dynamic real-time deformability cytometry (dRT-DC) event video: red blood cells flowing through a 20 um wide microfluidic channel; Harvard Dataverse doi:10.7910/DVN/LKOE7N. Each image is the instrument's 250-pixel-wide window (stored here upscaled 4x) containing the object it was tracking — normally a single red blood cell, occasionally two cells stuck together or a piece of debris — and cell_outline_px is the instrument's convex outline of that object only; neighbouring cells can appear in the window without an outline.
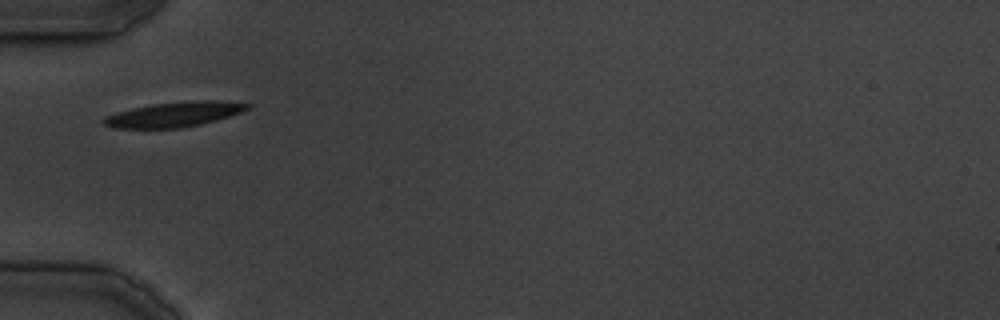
{"species": "common noctule bat (a hibernating species)", "species_latin": "Nyctalus noctula", "temperature_condition": "cold", "stored_images_in_passage": 23, "camera_frame_rate_fps": 3000, "um_per_image_px": 0.085, "animal": {"sex": "male", "body_mass_g": 19.5, "forearm_length_mm": 54.6}, "frame": {"image": 1, "passage_image": 1, "time_ms": 0.0, "image_size_px": [1000, 320], "cell_outline_px": [[252, 104], [248, 108], [240, 112], [228, 116], [200, 124], [180, 128], [112, 128], [104, 124], [100, 120], [104, 116], [132, 108], [152, 104], [196, 100], [212, 100]], "centroid_in_image_um": [14.73, 9.72], "position_along_channel_um": 70.3, "area_um2": 20.63}}
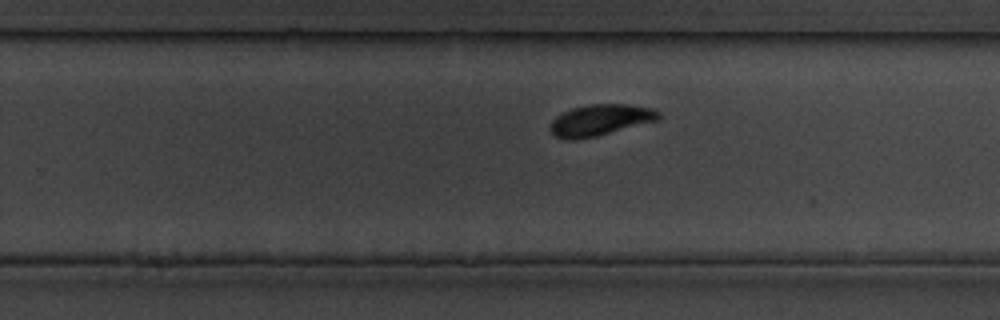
{"frame": {"image": 2, "passage_image": 14, "time_ms": 14.667, "image_size_px": [1000, 320], "cell_outline_px": [[660, 120], [596, 136], [572, 140], [564, 140], [556, 136], [548, 128], [552, 120], [556, 116], [572, 108], [588, 104], [628, 104], [652, 108], [660, 112]], "centroid_in_image_um": [51.02, 10.2], "position_along_channel_um": 278.8, "area_um2": 19.83}}
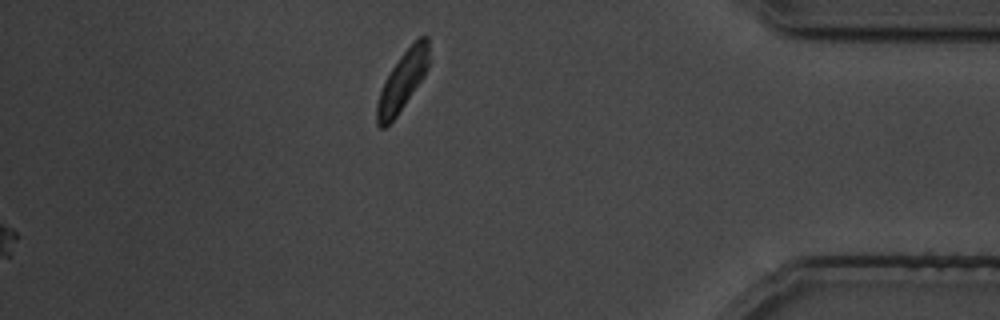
{"frame": {"image": 3, "passage_image": 23, "time_ms": 25.333, "image_size_px": [1000, 320], "cell_outline_px": [[428, 68], [424, 76], [396, 116], [384, 128], [380, 128], [376, 124], [376, 104], [384, 80], [400, 56], [420, 36], [428, 36]], "centroid_in_image_um": [34.19, 6.91], "position_along_channel_um": 401.0, "area_um2": 17.51}}